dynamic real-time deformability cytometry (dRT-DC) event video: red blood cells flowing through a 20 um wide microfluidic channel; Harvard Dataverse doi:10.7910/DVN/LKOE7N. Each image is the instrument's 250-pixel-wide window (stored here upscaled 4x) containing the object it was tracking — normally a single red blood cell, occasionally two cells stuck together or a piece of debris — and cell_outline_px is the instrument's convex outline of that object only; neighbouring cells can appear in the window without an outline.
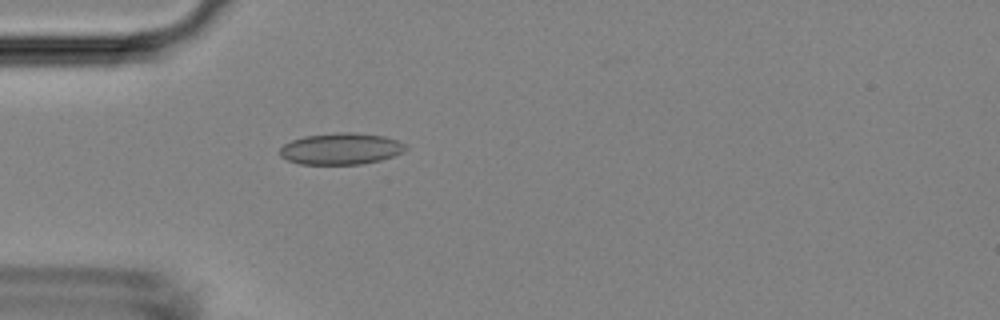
{"species": "Egyptian fruit bat (a non-hibernating species)", "species_latin": "Rousettus aegyptiacus", "temperature_condition": "room temperature", "stored_images_in_passage": 3, "camera_frame_rate_fps": 3000, "um_per_image_px": 0.085, "animal": {"sex": "female"}, "frame": {"image": 1, "passage_image": 3, "time_ms": 3.333, "image_size_px": [1000, 320], "cell_outline_px": [[408, 148], [404, 152], [380, 160], [364, 164], [300, 164], [288, 160], [280, 156], [280, 148], [284, 144], [292, 140], [304, 136], [336, 132], [352, 132], [384, 136], [408, 144]], "centroid_in_image_um": [29.0, 12.64], "position_along_channel_um": 56.0, "area_um2": 23.24}}